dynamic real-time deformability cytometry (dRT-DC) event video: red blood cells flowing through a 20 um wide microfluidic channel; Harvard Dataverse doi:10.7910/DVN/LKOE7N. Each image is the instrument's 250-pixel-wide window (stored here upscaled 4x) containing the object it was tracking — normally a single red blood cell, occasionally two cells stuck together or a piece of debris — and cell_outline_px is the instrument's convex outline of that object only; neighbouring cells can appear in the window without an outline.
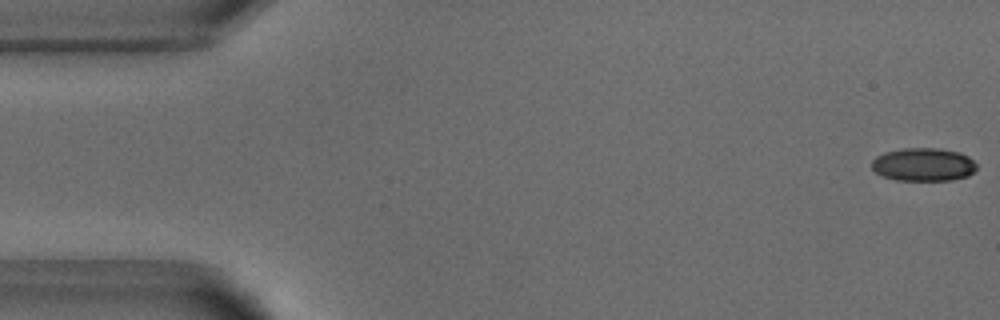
{"species": "common noctule bat (a hibernating species)", "species_latin": "Nyctalus noctula", "temperature_condition": "warm", "stored_images_in_passage": 51, "camera_frame_rate_fps": 3000, "um_per_image_px": 0.085, "animal": {"sex": "male", "body_mass_g": 18.8}, "frame": {"image": 1, "passage_image": 1, "time_ms": 0.0, "image_size_px": [1000, 320], "cell_outline_px": [[976, 168], [968, 176], [948, 180], [896, 180], [884, 176], [876, 172], [872, 168], [872, 160], [876, 156], [884, 152], [904, 148], [940, 148], [960, 152], [968, 156], [976, 164]], "centroid_in_image_um": [78.48, 13.97], "position_along_channel_um": 6.5, "area_um2": 20.23}}
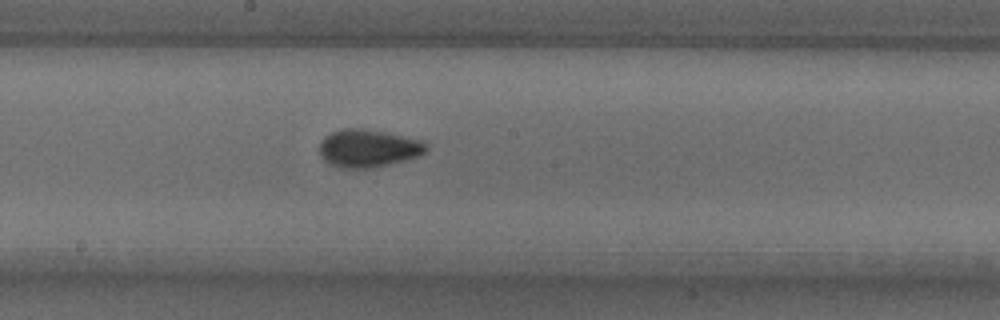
{"frame": {"image": 2, "passage_image": 27, "time_ms": 8.667, "image_size_px": [1000, 320], "cell_outline_px": [[428, 148], [420, 156], [376, 168], [340, 168], [328, 164], [320, 156], [320, 140], [324, 136], [340, 128], [364, 128], [384, 132], [420, 140], [428, 144]], "centroid_in_image_um": [31.27, 12.61], "position_along_channel_um": 216.9, "area_um2": 23.81}}
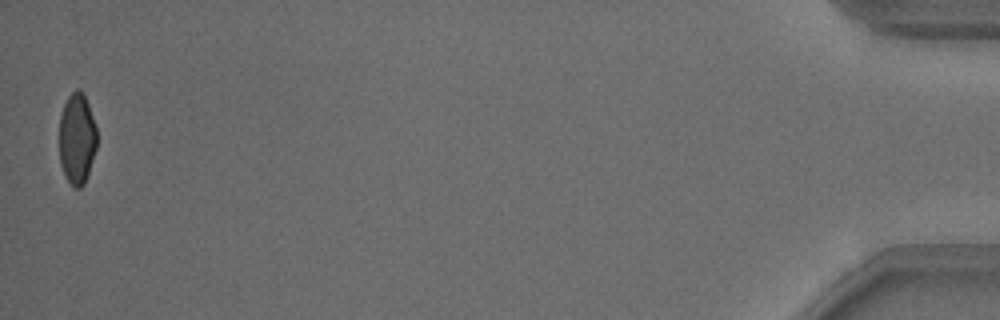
{"frame": {"image": 3, "passage_image": 51, "time_ms": 16.667, "image_size_px": [1000, 320], "cell_outline_px": [[96, 148], [88, 176], [84, 184], [80, 188], [76, 188], [68, 180], [60, 164], [60, 116], [64, 104], [68, 96], [76, 88], [80, 88], [84, 92], [96, 128]], "centroid_in_image_um": [6.55, 11.76], "position_along_channel_um": 428.7, "area_um2": 19.88}, "authors_computed_cell_mechanics": {"area_um2": 21.7906, "velocity_mm_per_s": 3.8846, "shape_relaxation_time_tau1_ms": 5.6232, "shape_relaxation_time_tau2_ms": 1.3838, "deformation_change_tau1": 0.1321, "deformation_change_tau2": 0.0596}}